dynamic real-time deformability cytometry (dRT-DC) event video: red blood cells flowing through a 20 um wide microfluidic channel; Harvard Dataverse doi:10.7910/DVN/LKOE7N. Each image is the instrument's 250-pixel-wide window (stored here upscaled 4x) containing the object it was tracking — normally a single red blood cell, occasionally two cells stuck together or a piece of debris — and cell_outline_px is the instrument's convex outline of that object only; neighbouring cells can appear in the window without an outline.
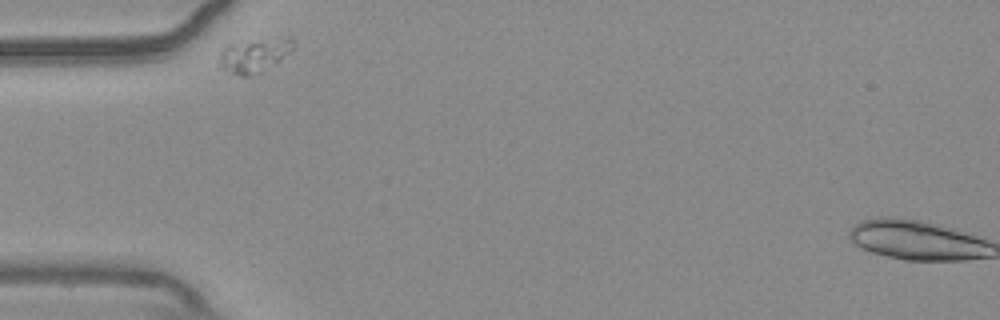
{"species": "common noctule bat (a hibernating species)", "species_latin": "Nyctalus noctula", "temperature_condition": "warm", "stored_images_in_passage": 35, "camera_frame_rate_fps": 3000, "um_per_image_px": 0.085, "animal": {"sex": "male", "body_mass_g": 20.4}, "frame": {"image": 1, "passage_image": 1, "time_ms": 0.0, "image_size_px": [1000, 320], "cell_outline_px": [[296, 44], [280, 60], [260, 72], [248, 76], [240, 76], [216, 68], [220, 52], [228, 44], [288, 36], [292, 36]], "centroid_in_image_um": [21.57, 4.7], "position_along_channel_um": 63.4, "area_um2": 14.8}}
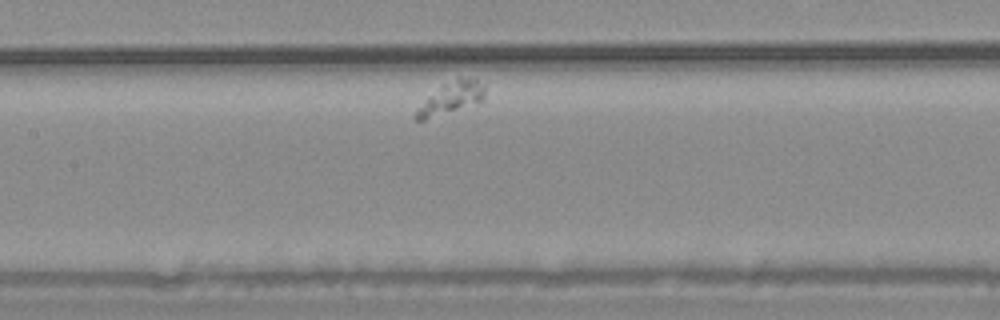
{"frame": {"image": 2, "passage_image": 13, "time_ms": 4.0, "image_size_px": [1000, 320], "cell_outline_px": [[484, 96], [480, 100], [424, 120], [416, 120], [412, 116], [444, 84], [456, 76], [460, 76], [476, 80], [484, 88]], "centroid_in_image_um": [38.35, 8.29], "position_along_channel_um": 169.0, "area_um2": 11.56}}
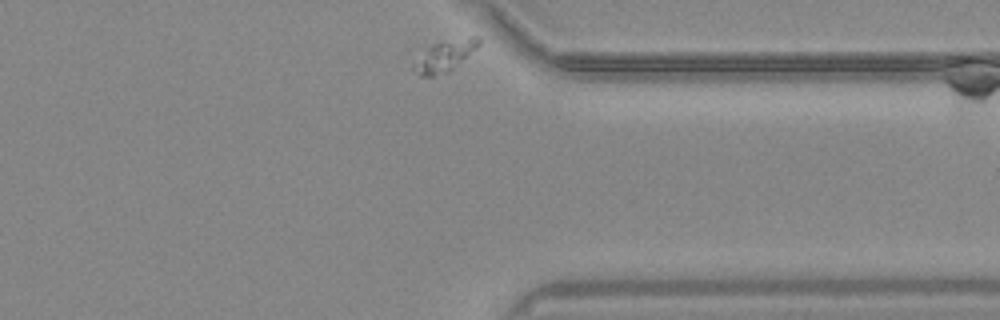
{"frame": {"image": 3, "passage_image": 35, "time_ms": 11.333, "image_size_px": [1000, 320], "cell_outline_px": [[480, 44], [476, 48], [448, 72], [432, 76], [420, 76], [412, 68], [412, 64], [432, 44], [468, 36], [480, 36]], "centroid_in_image_um": [37.81, 4.74], "position_along_channel_um": 373.6, "area_um2": 11.44}}